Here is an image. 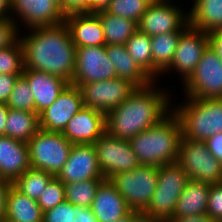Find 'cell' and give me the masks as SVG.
Here are the masks:
<instances>
[{
  "instance_id": "d6a6232c",
  "label": "cell",
  "mask_w": 222,
  "mask_h": 222,
  "mask_svg": "<svg viewBox=\"0 0 222 222\" xmlns=\"http://www.w3.org/2000/svg\"><path fill=\"white\" fill-rule=\"evenodd\" d=\"M6 105L9 109L36 112L33 92L23 75L16 80Z\"/></svg>"
},
{
  "instance_id": "5b68a950",
  "label": "cell",
  "mask_w": 222,
  "mask_h": 222,
  "mask_svg": "<svg viewBox=\"0 0 222 222\" xmlns=\"http://www.w3.org/2000/svg\"><path fill=\"white\" fill-rule=\"evenodd\" d=\"M188 180L186 171L178 162L159 166L156 190L142 213L162 222H169Z\"/></svg>"
},
{
  "instance_id": "ac0fdd59",
  "label": "cell",
  "mask_w": 222,
  "mask_h": 222,
  "mask_svg": "<svg viewBox=\"0 0 222 222\" xmlns=\"http://www.w3.org/2000/svg\"><path fill=\"white\" fill-rule=\"evenodd\" d=\"M105 132V113L84 106L67 123L62 134L73 144H94Z\"/></svg>"
},
{
  "instance_id": "1f68e13d",
  "label": "cell",
  "mask_w": 222,
  "mask_h": 222,
  "mask_svg": "<svg viewBox=\"0 0 222 222\" xmlns=\"http://www.w3.org/2000/svg\"><path fill=\"white\" fill-rule=\"evenodd\" d=\"M105 179H87L64 184L66 201L78 207L90 208L96 191Z\"/></svg>"
},
{
  "instance_id": "ba28073f",
  "label": "cell",
  "mask_w": 222,
  "mask_h": 222,
  "mask_svg": "<svg viewBox=\"0 0 222 222\" xmlns=\"http://www.w3.org/2000/svg\"><path fill=\"white\" fill-rule=\"evenodd\" d=\"M177 162L190 180L222 183V161L213 156L206 142L181 138Z\"/></svg>"
},
{
  "instance_id": "8fae6325",
  "label": "cell",
  "mask_w": 222,
  "mask_h": 222,
  "mask_svg": "<svg viewBox=\"0 0 222 222\" xmlns=\"http://www.w3.org/2000/svg\"><path fill=\"white\" fill-rule=\"evenodd\" d=\"M136 88L130 81L118 77L105 81L84 83L79 86L83 105L105 114L128 99Z\"/></svg>"
},
{
  "instance_id": "f35d334b",
  "label": "cell",
  "mask_w": 222,
  "mask_h": 222,
  "mask_svg": "<svg viewBox=\"0 0 222 222\" xmlns=\"http://www.w3.org/2000/svg\"><path fill=\"white\" fill-rule=\"evenodd\" d=\"M15 21L18 22L12 18H0V49L13 46L19 40V26Z\"/></svg>"
},
{
  "instance_id": "8d00e7d4",
  "label": "cell",
  "mask_w": 222,
  "mask_h": 222,
  "mask_svg": "<svg viewBox=\"0 0 222 222\" xmlns=\"http://www.w3.org/2000/svg\"><path fill=\"white\" fill-rule=\"evenodd\" d=\"M79 207L68 201H63L57 206L43 212L44 222H74Z\"/></svg>"
},
{
  "instance_id": "f1b7e54d",
  "label": "cell",
  "mask_w": 222,
  "mask_h": 222,
  "mask_svg": "<svg viewBox=\"0 0 222 222\" xmlns=\"http://www.w3.org/2000/svg\"><path fill=\"white\" fill-rule=\"evenodd\" d=\"M39 129V115L36 112L8 110L5 136L27 143Z\"/></svg>"
},
{
  "instance_id": "44dd1931",
  "label": "cell",
  "mask_w": 222,
  "mask_h": 222,
  "mask_svg": "<svg viewBox=\"0 0 222 222\" xmlns=\"http://www.w3.org/2000/svg\"><path fill=\"white\" fill-rule=\"evenodd\" d=\"M90 208L98 222H114L132 211L116 187L107 179L98 187Z\"/></svg>"
},
{
  "instance_id": "f546056e",
  "label": "cell",
  "mask_w": 222,
  "mask_h": 222,
  "mask_svg": "<svg viewBox=\"0 0 222 222\" xmlns=\"http://www.w3.org/2000/svg\"><path fill=\"white\" fill-rule=\"evenodd\" d=\"M124 45L139 68L153 80L151 37L137 30Z\"/></svg>"
},
{
  "instance_id": "ab89813d",
  "label": "cell",
  "mask_w": 222,
  "mask_h": 222,
  "mask_svg": "<svg viewBox=\"0 0 222 222\" xmlns=\"http://www.w3.org/2000/svg\"><path fill=\"white\" fill-rule=\"evenodd\" d=\"M59 5L65 17L73 14L91 13V0H63Z\"/></svg>"
},
{
  "instance_id": "bcb514c9",
  "label": "cell",
  "mask_w": 222,
  "mask_h": 222,
  "mask_svg": "<svg viewBox=\"0 0 222 222\" xmlns=\"http://www.w3.org/2000/svg\"><path fill=\"white\" fill-rule=\"evenodd\" d=\"M169 222H215L207 214L187 217H172Z\"/></svg>"
},
{
  "instance_id": "d4e9b609",
  "label": "cell",
  "mask_w": 222,
  "mask_h": 222,
  "mask_svg": "<svg viewBox=\"0 0 222 222\" xmlns=\"http://www.w3.org/2000/svg\"><path fill=\"white\" fill-rule=\"evenodd\" d=\"M43 212L37 201L22 194L11 185L6 198L4 222H39Z\"/></svg>"
},
{
  "instance_id": "3957f363",
  "label": "cell",
  "mask_w": 222,
  "mask_h": 222,
  "mask_svg": "<svg viewBox=\"0 0 222 222\" xmlns=\"http://www.w3.org/2000/svg\"><path fill=\"white\" fill-rule=\"evenodd\" d=\"M182 128L171 111L159 123L128 140L140 165L162 166L178 161Z\"/></svg>"
},
{
  "instance_id": "6da1fadb",
  "label": "cell",
  "mask_w": 222,
  "mask_h": 222,
  "mask_svg": "<svg viewBox=\"0 0 222 222\" xmlns=\"http://www.w3.org/2000/svg\"><path fill=\"white\" fill-rule=\"evenodd\" d=\"M29 30L28 36L19 37L24 69L46 72L71 84L77 47L72 41L66 22Z\"/></svg>"
},
{
  "instance_id": "5bb4252c",
  "label": "cell",
  "mask_w": 222,
  "mask_h": 222,
  "mask_svg": "<svg viewBox=\"0 0 222 222\" xmlns=\"http://www.w3.org/2000/svg\"><path fill=\"white\" fill-rule=\"evenodd\" d=\"M208 45V33L189 25L181 33L173 60L163 74L173 72L174 69L178 75L180 73L182 83H184L194 72Z\"/></svg>"
},
{
  "instance_id": "4fadbf2b",
  "label": "cell",
  "mask_w": 222,
  "mask_h": 222,
  "mask_svg": "<svg viewBox=\"0 0 222 222\" xmlns=\"http://www.w3.org/2000/svg\"><path fill=\"white\" fill-rule=\"evenodd\" d=\"M189 26L188 12L172 2L153 1L142 15L138 30L150 37L174 31H184Z\"/></svg>"
},
{
  "instance_id": "816d5d0a",
  "label": "cell",
  "mask_w": 222,
  "mask_h": 222,
  "mask_svg": "<svg viewBox=\"0 0 222 222\" xmlns=\"http://www.w3.org/2000/svg\"><path fill=\"white\" fill-rule=\"evenodd\" d=\"M137 211H131L129 214H127L124 217H121L114 222H130V220L137 214Z\"/></svg>"
},
{
  "instance_id": "9c48e42d",
  "label": "cell",
  "mask_w": 222,
  "mask_h": 222,
  "mask_svg": "<svg viewBox=\"0 0 222 222\" xmlns=\"http://www.w3.org/2000/svg\"><path fill=\"white\" fill-rule=\"evenodd\" d=\"M183 86L184 94L189 98H222V60L209 45Z\"/></svg>"
},
{
  "instance_id": "30bf717a",
  "label": "cell",
  "mask_w": 222,
  "mask_h": 222,
  "mask_svg": "<svg viewBox=\"0 0 222 222\" xmlns=\"http://www.w3.org/2000/svg\"><path fill=\"white\" fill-rule=\"evenodd\" d=\"M100 171L105 179L140 166L128 140L117 139L105 132L94 144Z\"/></svg>"
},
{
  "instance_id": "7c38bea8",
  "label": "cell",
  "mask_w": 222,
  "mask_h": 222,
  "mask_svg": "<svg viewBox=\"0 0 222 222\" xmlns=\"http://www.w3.org/2000/svg\"><path fill=\"white\" fill-rule=\"evenodd\" d=\"M114 64L106 52V45L79 47L76 49V62L71 84L99 82L116 78Z\"/></svg>"
},
{
  "instance_id": "b9f144b4",
  "label": "cell",
  "mask_w": 222,
  "mask_h": 222,
  "mask_svg": "<svg viewBox=\"0 0 222 222\" xmlns=\"http://www.w3.org/2000/svg\"><path fill=\"white\" fill-rule=\"evenodd\" d=\"M206 143L213 156L222 161V133L214 134Z\"/></svg>"
},
{
  "instance_id": "7dc6e473",
  "label": "cell",
  "mask_w": 222,
  "mask_h": 222,
  "mask_svg": "<svg viewBox=\"0 0 222 222\" xmlns=\"http://www.w3.org/2000/svg\"><path fill=\"white\" fill-rule=\"evenodd\" d=\"M9 108L5 103H0V136L5 135L6 117Z\"/></svg>"
},
{
  "instance_id": "8992f818",
  "label": "cell",
  "mask_w": 222,
  "mask_h": 222,
  "mask_svg": "<svg viewBox=\"0 0 222 222\" xmlns=\"http://www.w3.org/2000/svg\"><path fill=\"white\" fill-rule=\"evenodd\" d=\"M27 145L31 168L46 171L55 177L68 160L73 143L62 132L40 128Z\"/></svg>"
},
{
  "instance_id": "7bdbcfd3",
  "label": "cell",
  "mask_w": 222,
  "mask_h": 222,
  "mask_svg": "<svg viewBox=\"0 0 222 222\" xmlns=\"http://www.w3.org/2000/svg\"><path fill=\"white\" fill-rule=\"evenodd\" d=\"M209 46L222 60V30H215L208 33Z\"/></svg>"
},
{
  "instance_id": "74e56055",
  "label": "cell",
  "mask_w": 222,
  "mask_h": 222,
  "mask_svg": "<svg viewBox=\"0 0 222 222\" xmlns=\"http://www.w3.org/2000/svg\"><path fill=\"white\" fill-rule=\"evenodd\" d=\"M206 214L215 222H222V183L210 185Z\"/></svg>"
},
{
  "instance_id": "f907efd6",
  "label": "cell",
  "mask_w": 222,
  "mask_h": 222,
  "mask_svg": "<svg viewBox=\"0 0 222 222\" xmlns=\"http://www.w3.org/2000/svg\"><path fill=\"white\" fill-rule=\"evenodd\" d=\"M130 222H162L160 220L154 219L153 217L146 215L144 213H137Z\"/></svg>"
},
{
  "instance_id": "f5cc1de1",
  "label": "cell",
  "mask_w": 222,
  "mask_h": 222,
  "mask_svg": "<svg viewBox=\"0 0 222 222\" xmlns=\"http://www.w3.org/2000/svg\"><path fill=\"white\" fill-rule=\"evenodd\" d=\"M154 1H165V2H170L171 0H154Z\"/></svg>"
},
{
  "instance_id": "9a60e30c",
  "label": "cell",
  "mask_w": 222,
  "mask_h": 222,
  "mask_svg": "<svg viewBox=\"0 0 222 222\" xmlns=\"http://www.w3.org/2000/svg\"><path fill=\"white\" fill-rule=\"evenodd\" d=\"M83 107L79 87L68 84L56 100L39 114L40 128L47 131L63 132L67 123Z\"/></svg>"
},
{
  "instance_id": "d6986e66",
  "label": "cell",
  "mask_w": 222,
  "mask_h": 222,
  "mask_svg": "<svg viewBox=\"0 0 222 222\" xmlns=\"http://www.w3.org/2000/svg\"><path fill=\"white\" fill-rule=\"evenodd\" d=\"M30 168L27 143L0 136V179L13 183Z\"/></svg>"
},
{
  "instance_id": "836d02e7",
  "label": "cell",
  "mask_w": 222,
  "mask_h": 222,
  "mask_svg": "<svg viewBox=\"0 0 222 222\" xmlns=\"http://www.w3.org/2000/svg\"><path fill=\"white\" fill-rule=\"evenodd\" d=\"M154 0H112L106 12L139 23L142 15Z\"/></svg>"
},
{
  "instance_id": "d590c367",
  "label": "cell",
  "mask_w": 222,
  "mask_h": 222,
  "mask_svg": "<svg viewBox=\"0 0 222 222\" xmlns=\"http://www.w3.org/2000/svg\"><path fill=\"white\" fill-rule=\"evenodd\" d=\"M65 200L64 184L56 177H53L45 187L42 195H40L37 199V203L40 206L42 212H45Z\"/></svg>"
},
{
  "instance_id": "ffe728a7",
  "label": "cell",
  "mask_w": 222,
  "mask_h": 222,
  "mask_svg": "<svg viewBox=\"0 0 222 222\" xmlns=\"http://www.w3.org/2000/svg\"><path fill=\"white\" fill-rule=\"evenodd\" d=\"M22 75L29 82L38 115L48 108L69 84L58 76L38 70L24 69Z\"/></svg>"
},
{
  "instance_id": "83f0119b",
  "label": "cell",
  "mask_w": 222,
  "mask_h": 222,
  "mask_svg": "<svg viewBox=\"0 0 222 222\" xmlns=\"http://www.w3.org/2000/svg\"><path fill=\"white\" fill-rule=\"evenodd\" d=\"M102 24L105 45H124L138 30V23L124 17L112 15L105 10L95 13Z\"/></svg>"
},
{
  "instance_id": "681fc988",
  "label": "cell",
  "mask_w": 222,
  "mask_h": 222,
  "mask_svg": "<svg viewBox=\"0 0 222 222\" xmlns=\"http://www.w3.org/2000/svg\"><path fill=\"white\" fill-rule=\"evenodd\" d=\"M112 0H91V13L106 10Z\"/></svg>"
},
{
  "instance_id": "4dcf8cb0",
  "label": "cell",
  "mask_w": 222,
  "mask_h": 222,
  "mask_svg": "<svg viewBox=\"0 0 222 222\" xmlns=\"http://www.w3.org/2000/svg\"><path fill=\"white\" fill-rule=\"evenodd\" d=\"M53 177L46 171L30 168L18 177L12 185L22 194L37 201Z\"/></svg>"
},
{
  "instance_id": "603a6c76",
  "label": "cell",
  "mask_w": 222,
  "mask_h": 222,
  "mask_svg": "<svg viewBox=\"0 0 222 222\" xmlns=\"http://www.w3.org/2000/svg\"><path fill=\"white\" fill-rule=\"evenodd\" d=\"M106 52L114 64L118 78L130 81L136 87L149 85L153 80L136 64L125 45H106Z\"/></svg>"
},
{
  "instance_id": "e575fe53",
  "label": "cell",
  "mask_w": 222,
  "mask_h": 222,
  "mask_svg": "<svg viewBox=\"0 0 222 222\" xmlns=\"http://www.w3.org/2000/svg\"><path fill=\"white\" fill-rule=\"evenodd\" d=\"M23 51L19 40L8 48L0 49V74H23Z\"/></svg>"
},
{
  "instance_id": "52a82bcc",
  "label": "cell",
  "mask_w": 222,
  "mask_h": 222,
  "mask_svg": "<svg viewBox=\"0 0 222 222\" xmlns=\"http://www.w3.org/2000/svg\"><path fill=\"white\" fill-rule=\"evenodd\" d=\"M158 166L140 165L113 175L109 180L132 211L143 212L157 187Z\"/></svg>"
},
{
  "instance_id": "4316f807",
  "label": "cell",
  "mask_w": 222,
  "mask_h": 222,
  "mask_svg": "<svg viewBox=\"0 0 222 222\" xmlns=\"http://www.w3.org/2000/svg\"><path fill=\"white\" fill-rule=\"evenodd\" d=\"M182 32L174 31L151 37L153 81L171 64Z\"/></svg>"
},
{
  "instance_id": "e0dca14e",
  "label": "cell",
  "mask_w": 222,
  "mask_h": 222,
  "mask_svg": "<svg viewBox=\"0 0 222 222\" xmlns=\"http://www.w3.org/2000/svg\"><path fill=\"white\" fill-rule=\"evenodd\" d=\"M15 16L20 23H24L25 30L27 27L57 25L65 21L55 0H12L11 18L16 20Z\"/></svg>"
},
{
  "instance_id": "7a4b0ae2",
  "label": "cell",
  "mask_w": 222,
  "mask_h": 222,
  "mask_svg": "<svg viewBox=\"0 0 222 222\" xmlns=\"http://www.w3.org/2000/svg\"><path fill=\"white\" fill-rule=\"evenodd\" d=\"M154 83L152 81L147 86L137 87L128 99L105 114L106 132L109 135L130 140L159 123L172 111L168 91L155 88Z\"/></svg>"
},
{
  "instance_id": "484cf974",
  "label": "cell",
  "mask_w": 222,
  "mask_h": 222,
  "mask_svg": "<svg viewBox=\"0 0 222 222\" xmlns=\"http://www.w3.org/2000/svg\"><path fill=\"white\" fill-rule=\"evenodd\" d=\"M191 7L190 26L206 33L222 30V0H198Z\"/></svg>"
},
{
  "instance_id": "f6af8a7d",
  "label": "cell",
  "mask_w": 222,
  "mask_h": 222,
  "mask_svg": "<svg viewBox=\"0 0 222 222\" xmlns=\"http://www.w3.org/2000/svg\"><path fill=\"white\" fill-rule=\"evenodd\" d=\"M74 222H98V219L92 213L91 208L79 207V212L75 216Z\"/></svg>"
},
{
  "instance_id": "2e32d148",
  "label": "cell",
  "mask_w": 222,
  "mask_h": 222,
  "mask_svg": "<svg viewBox=\"0 0 222 222\" xmlns=\"http://www.w3.org/2000/svg\"><path fill=\"white\" fill-rule=\"evenodd\" d=\"M63 184L87 179H105L93 144H73L68 160L55 176Z\"/></svg>"
},
{
  "instance_id": "db71d44e",
  "label": "cell",
  "mask_w": 222,
  "mask_h": 222,
  "mask_svg": "<svg viewBox=\"0 0 222 222\" xmlns=\"http://www.w3.org/2000/svg\"><path fill=\"white\" fill-rule=\"evenodd\" d=\"M55 1L60 4L63 0H55Z\"/></svg>"
},
{
  "instance_id": "277c9868",
  "label": "cell",
  "mask_w": 222,
  "mask_h": 222,
  "mask_svg": "<svg viewBox=\"0 0 222 222\" xmlns=\"http://www.w3.org/2000/svg\"><path fill=\"white\" fill-rule=\"evenodd\" d=\"M185 99V103L172 107L180 120L182 138L206 142L214 134L222 133V98Z\"/></svg>"
},
{
  "instance_id": "c3c4849f",
  "label": "cell",
  "mask_w": 222,
  "mask_h": 222,
  "mask_svg": "<svg viewBox=\"0 0 222 222\" xmlns=\"http://www.w3.org/2000/svg\"><path fill=\"white\" fill-rule=\"evenodd\" d=\"M11 9L12 0H0V18H11Z\"/></svg>"
},
{
  "instance_id": "60d3db41",
  "label": "cell",
  "mask_w": 222,
  "mask_h": 222,
  "mask_svg": "<svg viewBox=\"0 0 222 222\" xmlns=\"http://www.w3.org/2000/svg\"><path fill=\"white\" fill-rule=\"evenodd\" d=\"M22 74H0V103L7 102L13 86Z\"/></svg>"
},
{
  "instance_id": "ee69618b",
  "label": "cell",
  "mask_w": 222,
  "mask_h": 222,
  "mask_svg": "<svg viewBox=\"0 0 222 222\" xmlns=\"http://www.w3.org/2000/svg\"><path fill=\"white\" fill-rule=\"evenodd\" d=\"M11 185V182L0 179V221H4L6 212V198Z\"/></svg>"
},
{
  "instance_id": "7402d4cb",
  "label": "cell",
  "mask_w": 222,
  "mask_h": 222,
  "mask_svg": "<svg viewBox=\"0 0 222 222\" xmlns=\"http://www.w3.org/2000/svg\"><path fill=\"white\" fill-rule=\"evenodd\" d=\"M65 22L77 48L105 45L103 27L95 13L69 15L65 17Z\"/></svg>"
},
{
  "instance_id": "cb8c5ba5",
  "label": "cell",
  "mask_w": 222,
  "mask_h": 222,
  "mask_svg": "<svg viewBox=\"0 0 222 222\" xmlns=\"http://www.w3.org/2000/svg\"><path fill=\"white\" fill-rule=\"evenodd\" d=\"M210 185L189 179L177 201L173 217L205 215Z\"/></svg>"
}]
</instances>
